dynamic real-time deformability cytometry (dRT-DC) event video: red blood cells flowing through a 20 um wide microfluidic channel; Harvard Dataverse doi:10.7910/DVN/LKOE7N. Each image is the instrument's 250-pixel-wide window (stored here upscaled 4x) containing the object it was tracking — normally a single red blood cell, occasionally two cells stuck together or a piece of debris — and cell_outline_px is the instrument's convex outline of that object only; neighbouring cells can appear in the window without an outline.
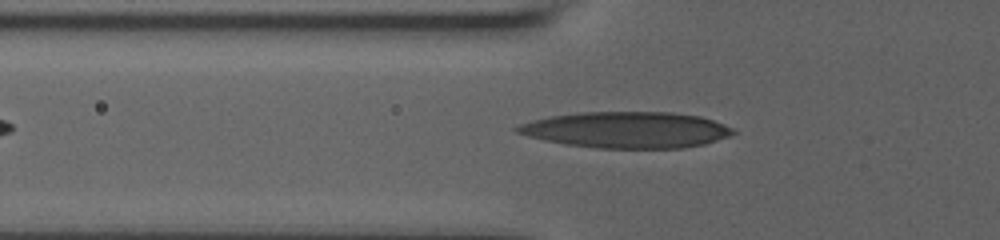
{"species": "human", "species_latin": "Homo sapiens", "temperature_condition": "room temperature", "stored_images_in_passage": 45, "camera_frame_rate_fps": 3000, "um_per_image_px": 0.085, "donor": {"sex": "male"}, "frame": {"image": 1, "passage_image": 2, "time_ms": 0.333, "image_size_px": [1000, 240], "cell_outline_px": [[736, 132], [728, 136], [704, 144], [684, 148], [596, 148], [564, 144], [544, 140], [528, 136], [516, 132], [512, 128], [520, 124], [532, 120], [552, 116], [584, 112], [672, 112], [700, 116], [724, 124], [732, 128]], "centroid_in_image_um": [53.24, 11.04], "position_along_channel_um": 72.6, "area_um2": 45.43}}
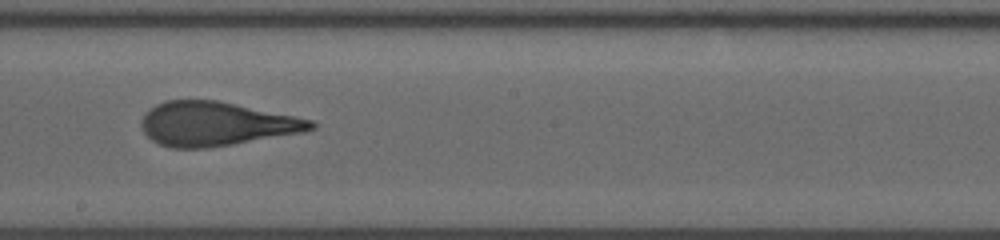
{"frame": {"image": 2, "passage_image": 17, "time_ms": 4.667, "image_size_px": [1000, 240], "cell_outline_px": [[316, 128], [304, 132], [208, 148], [172, 148], [160, 144], [152, 140], [144, 132], [140, 124], [140, 120], [144, 112], [156, 104], [164, 100], [216, 100], [312, 120], [316, 124]], "centroid_in_image_um": [18.31, 10.53], "position_along_channel_um": 229.9, "area_um2": 43.29}}
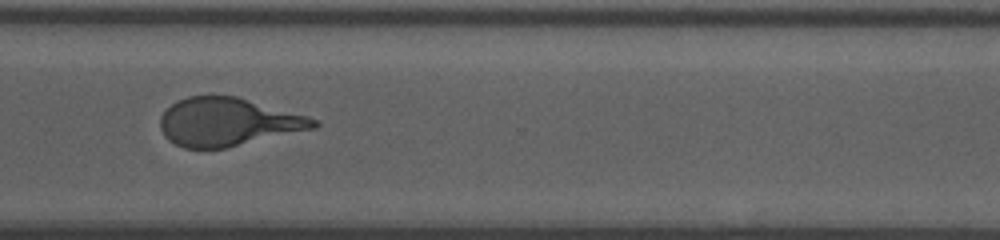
{"frame": {"image": 3, "passage_image": 44, "time_ms": 8.0, "image_size_px": [1000, 240], "cell_outline_px": [[320, 124], [316, 128], [224, 148], [184, 148], [168, 140], [164, 136], [160, 128], [160, 116], [176, 100], [188, 96], [236, 96], [304, 116], [316, 120]], "centroid_in_image_um": [19.31, 10.37], "position_along_channel_um": 351.3, "area_um2": 42.48}}